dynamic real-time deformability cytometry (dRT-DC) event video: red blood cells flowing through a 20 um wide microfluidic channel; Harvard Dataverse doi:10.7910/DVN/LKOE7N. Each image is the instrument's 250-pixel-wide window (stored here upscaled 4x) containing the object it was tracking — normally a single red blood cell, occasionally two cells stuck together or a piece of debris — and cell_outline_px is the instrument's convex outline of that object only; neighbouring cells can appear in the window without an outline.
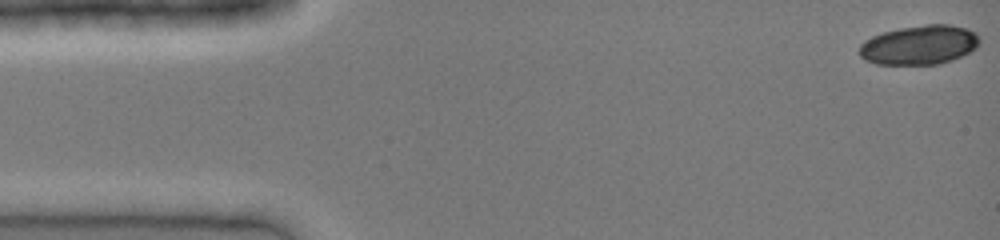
{"species": "common noctule bat (a hibernating species)", "species_latin": "Nyctalus noctula", "temperature_condition": "cold", "stored_images_in_passage": 41, "camera_frame_rate_fps": 3000, "um_per_image_px": 0.085, "animal": {"sex": "female", "body_mass_g": 19.0, "forearm_length_mm": 51.5}, "frame": {"image": 1, "passage_image": 1, "time_ms": 0.0, "image_size_px": [1000, 240], "cell_outline_px": [[980, 40], [976, 48], [952, 60], [940, 64], [876, 64], [864, 60], [860, 56], [860, 44], [864, 40], [872, 36], [884, 32], [900, 28], [928, 24], [948, 24], [964, 28], [976, 32]], "centroid_in_image_um": [78.13, 3.82], "position_along_channel_um": 6.9, "area_um2": 27.46}}